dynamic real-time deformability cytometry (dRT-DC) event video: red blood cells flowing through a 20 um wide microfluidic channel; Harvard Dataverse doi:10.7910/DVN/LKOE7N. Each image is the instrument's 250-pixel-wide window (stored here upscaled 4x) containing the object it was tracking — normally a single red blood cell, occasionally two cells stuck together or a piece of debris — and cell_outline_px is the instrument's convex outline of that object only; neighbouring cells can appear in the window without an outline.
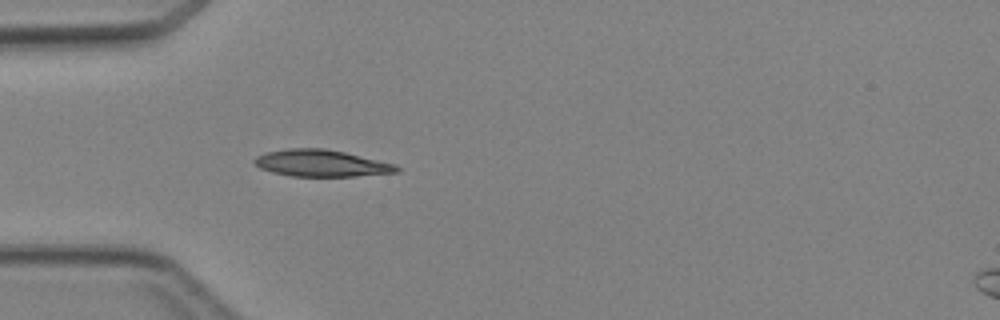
{"species": "Egyptian fruit bat (a non-hibernating species)", "species_latin": "Rousettus aegyptiacus", "temperature_condition": "cold", "stored_images_in_passage": 4, "camera_frame_rate_fps": 3000, "um_per_image_px": 0.085, "animal": {"sex": "female"}, "frame": {"image": 1, "passage_image": 4, "time_ms": 4.333, "image_size_px": [1000, 320], "cell_outline_px": [[400, 172], [356, 176], [292, 176], [272, 172], [260, 168], [252, 160], [256, 156], [264, 152], [288, 148], [324, 148], [344, 152], [396, 164], [400, 168]], "centroid_in_image_um": [27.3, 13.87], "position_along_channel_um": 57.7, "area_um2": 22.25}}